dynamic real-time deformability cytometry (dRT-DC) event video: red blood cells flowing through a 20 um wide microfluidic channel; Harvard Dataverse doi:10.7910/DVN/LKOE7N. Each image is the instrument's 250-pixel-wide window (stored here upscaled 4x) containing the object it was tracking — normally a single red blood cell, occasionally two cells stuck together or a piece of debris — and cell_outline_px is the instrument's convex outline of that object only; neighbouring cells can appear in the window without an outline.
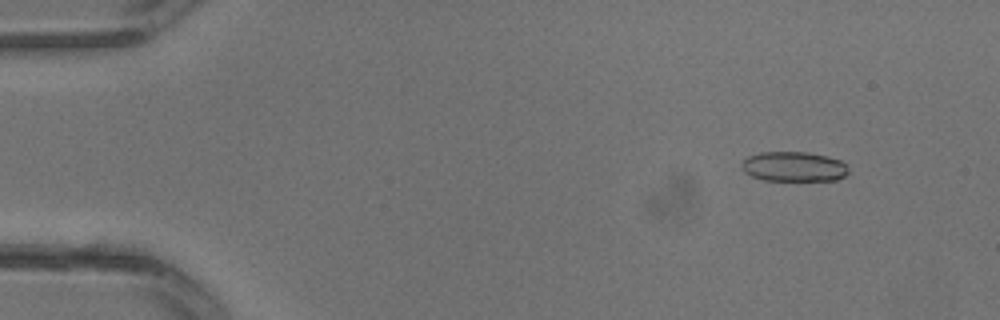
{"species": "common noctule bat (a hibernating species)", "species_latin": "Nyctalus noctula", "temperature_condition": "warm", "stored_images_in_passage": 32, "camera_frame_rate_fps": 3000, "um_per_image_px": 0.085, "animal": {"sex": "male", "body_mass_g": 13.3}, "frame": {"image": 1, "passage_image": 4, "time_ms": 1.0, "image_size_px": [1000, 320], "cell_outline_px": [[848, 172], [844, 176], [836, 180], [764, 180], [752, 176], [744, 172], [740, 168], [740, 164], [748, 156], [760, 152], [808, 152], [828, 156], [840, 160], [848, 168]], "centroid_in_image_um": [67.44, 14.15], "position_along_channel_um": 17.6, "area_um2": 18.61}}
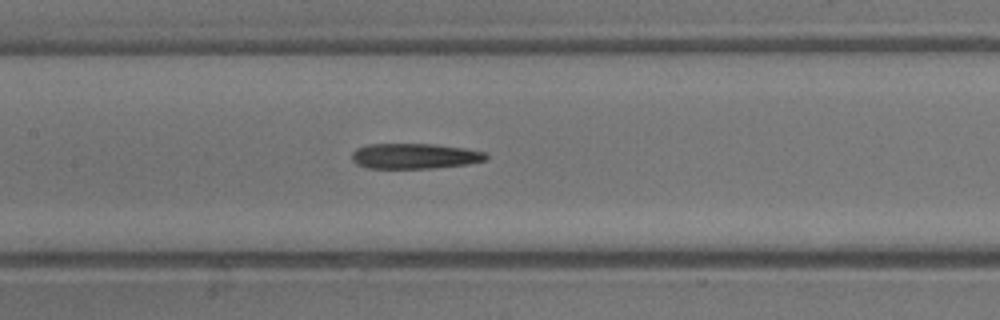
{"frame": {"image": 2, "passage_image": 16, "time_ms": 5.0, "image_size_px": [1000, 320], "cell_outline_px": [[488, 156], [484, 160], [468, 164], [432, 168], [368, 168], [356, 164], [352, 160], [352, 152], [356, 148], [368, 144], [436, 144], [464, 148], [484, 152]], "centroid_in_image_um": [35.21, 13.26], "position_along_channel_um": 172.2, "area_um2": 19.83}}
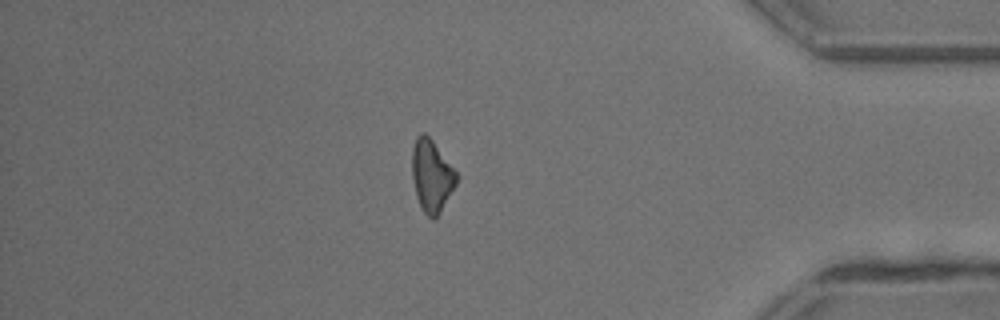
{"frame": {"image": 3, "passage_image": 28, "time_ms": 9.0, "image_size_px": [1000, 320], "cell_outline_px": [[460, 176], [456, 184], [436, 220], [432, 220], [424, 212], [416, 196], [412, 180], [412, 148], [416, 136], [420, 132], [424, 132], [432, 140]], "centroid_in_image_um": [36.69, 14.94], "position_along_channel_um": 398.5, "area_um2": 18.84}}